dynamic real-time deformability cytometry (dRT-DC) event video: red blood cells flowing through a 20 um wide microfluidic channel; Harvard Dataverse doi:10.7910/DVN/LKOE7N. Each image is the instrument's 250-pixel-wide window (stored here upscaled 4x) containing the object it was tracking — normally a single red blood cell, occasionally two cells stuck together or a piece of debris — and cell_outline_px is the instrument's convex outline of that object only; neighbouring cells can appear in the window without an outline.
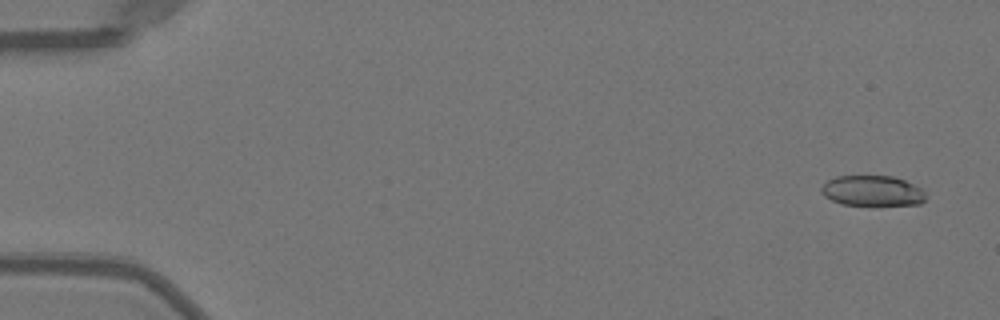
{"species": "Egyptian fruit bat (a non-hibernating species)", "species_latin": "Rousettus aegyptiacus", "temperature_condition": "warm", "stored_images_in_passage": 6, "camera_frame_rate_fps": 3000, "um_per_image_px": 0.085, "animal": {"sex": "female"}, "frame": {"image": 1, "passage_image": 3, "time_ms": 0.667, "image_size_px": [1000, 320], "cell_outline_px": [[924, 200], [920, 204], [840, 204], [824, 196], [820, 192], [820, 188], [828, 180], [836, 176], [892, 176], [904, 180], [920, 188], [924, 192]], "centroid_in_image_um": [74.1, 16.2], "position_along_channel_um": 10.9, "area_um2": 18.15}}